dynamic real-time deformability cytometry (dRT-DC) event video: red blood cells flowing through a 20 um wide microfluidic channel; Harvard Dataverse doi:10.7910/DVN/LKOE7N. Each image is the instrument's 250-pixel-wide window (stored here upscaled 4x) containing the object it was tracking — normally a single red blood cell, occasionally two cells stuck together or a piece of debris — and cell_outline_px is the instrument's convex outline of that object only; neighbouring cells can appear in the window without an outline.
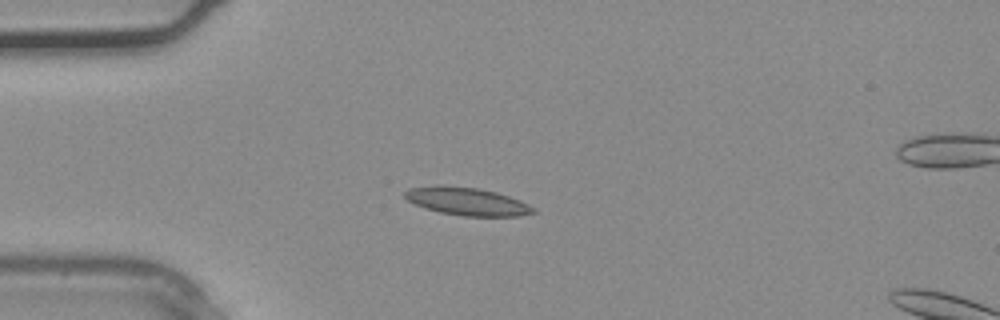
{"species": "common noctule bat (a hibernating species)", "species_latin": "Nyctalus noctula", "temperature_condition": "warm", "stored_images_in_passage": 3, "camera_frame_rate_fps": 3000, "um_per_image_px": 0.085, "animal": {"sex": "male", "body_mass_g": 20.4}, "frame": {"image": 1, "passage_image": 2, "time_ms": 0.333, "image_size_px": [1000, 320], "cell_outline_px": [[536, 212], [520, 216], [464, 216], [440, 212], [424, 208], [408, 200], [404, 196], [404, 192], [408, 188], [436, 184], [440, 184], [476, 188], [496, 192], [520, 200], [536, 208]], "centroid_in_image_um": [39.68, 17.11], "position_along_channel_um": 45.3, "area_um2": 20.98}}